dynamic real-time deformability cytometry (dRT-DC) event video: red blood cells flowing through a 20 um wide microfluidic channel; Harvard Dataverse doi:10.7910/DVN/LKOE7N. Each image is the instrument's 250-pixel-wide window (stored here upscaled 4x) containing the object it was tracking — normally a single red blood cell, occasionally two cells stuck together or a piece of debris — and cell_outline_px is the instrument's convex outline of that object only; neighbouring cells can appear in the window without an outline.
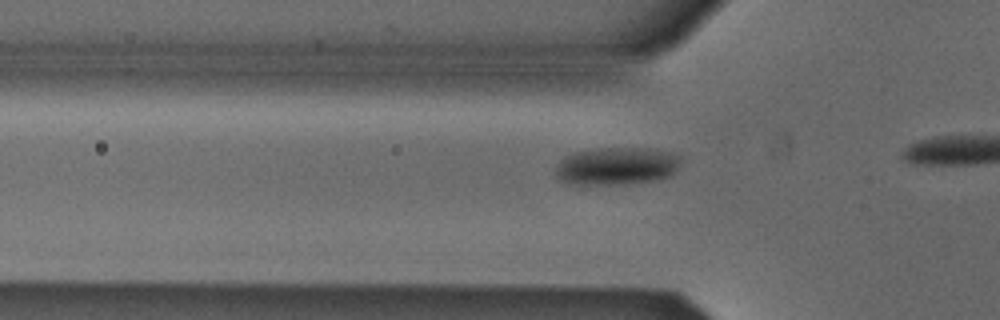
{"species": "Egyptian fruit bat (a non-hibernating species)", "species_latin": "Rousettus aegyptiacus", "temperature_condition": "cold", "stored_images_in_passage": 16, "camera_frame_rate_fps": 3000, "um_per_image_px": 0.085, "animal": {"sex": "male"}, "frame": {"image": 1, "passage_image": 10, "time_ms": 3.0, "image_size_px": [1000, 320], "cell_outline_px": [[680, 164], [676, 172], [672, 176], [660, 180], [628, 184], [572, 184], [560, 180], [556, 176], [556, 168], [560, 160], [564, 156], [572, 152], [600, 148], [656, 148], [676, 152], [680, 156]], "centroid_in_image_um": [52.49, 14.11], "position_along_channel_um": 73.3, "area_um2": 28.21}}
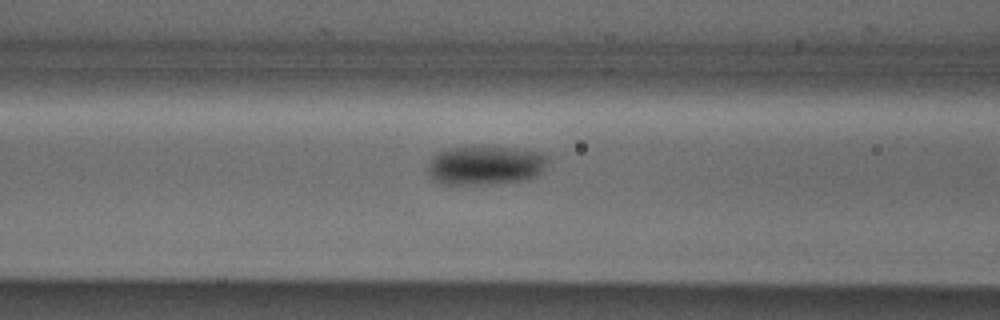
{"frame": {"image": 2, "passage_image": 14, "time_ms": 4.333, "image_size_px": [1000, 320], "cell_outline_px": [[548, 164], [544, 172], [528, 180], [492, 184], [440, 184], [432, 180], [428, 172], [428, 164], [432, 156], [448, 148], [472, 144], [480, 144], [516, 148], [540, 152], [548, 156]], "centroid_in_image_um": [41.28, 14.02], "position_along_channel_um": 125.3, "area_um2": 28.55}}